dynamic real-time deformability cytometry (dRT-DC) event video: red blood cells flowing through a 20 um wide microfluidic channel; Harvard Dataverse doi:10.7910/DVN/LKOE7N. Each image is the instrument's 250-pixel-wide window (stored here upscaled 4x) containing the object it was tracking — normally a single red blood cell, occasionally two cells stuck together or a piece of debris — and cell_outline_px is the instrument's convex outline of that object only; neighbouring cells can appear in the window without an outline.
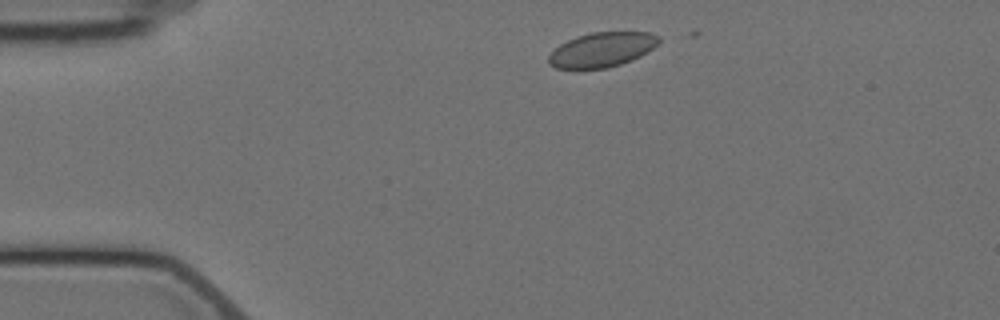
{"species": "Egyptian fruit bat (a non-hibernating species)", "species_latin": "Rousettus aegyptiacus", "temperature_condition": "cold", "stored_images_in_passage": 3, "camera_frame_rate_fps": 3000, "um_per_image_px": 0.085, "animal": {"sex": "female"}, "frame": {"image": 1, "passage_image": 1, "time_ms": 0.0, "image_size_px": [1000, 320], "cell_outline_px": [[660, 40], [652, 48], [640, 56], [632, 60], [608, 68], [556, 68], [548, 64], [548, 56], [560, 44], [576, 36], [592, 32], [652, 32], [660, 36]], "centroid_in_image_um": [51.17, 4.21], "position_along_channel_um": 33.8, "area_um2": 22.14}}